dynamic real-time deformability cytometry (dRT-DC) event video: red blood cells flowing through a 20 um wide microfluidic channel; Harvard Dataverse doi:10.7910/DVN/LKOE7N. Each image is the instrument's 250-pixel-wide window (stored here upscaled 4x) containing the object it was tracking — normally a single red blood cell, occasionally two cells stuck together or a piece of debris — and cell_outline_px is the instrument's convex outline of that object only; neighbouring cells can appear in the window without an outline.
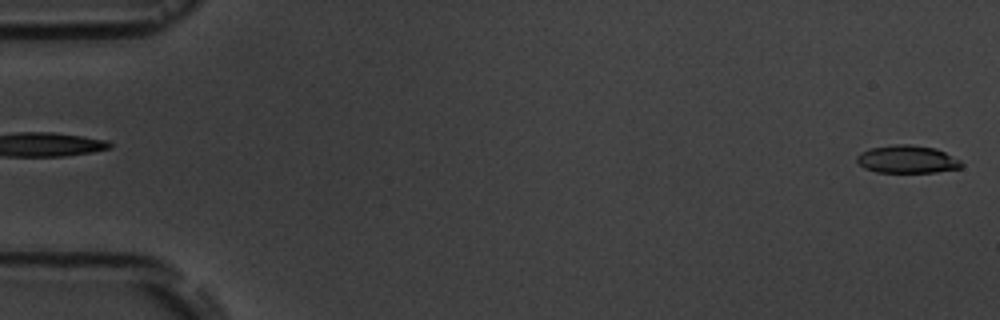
{"species": "common noctule bat (a hibernating species)", "species_latin": "Nyctalus noctula", "temperature_condition": "room temperature", "stored_images_in_passage": 2, "segment_of_instrument_passage": [2, 2], "camera_frame_rate_fps": 3000, "um_per_image_px": 0.085, "animal": {"sex": "male", "body_mass_g": 19.5, "forearm_length_mm": 54.6}, "frame": {"image": 1, "passage_image": 2, "time_ms": 1.333, "image_size_px": [1000, 320], "cell_outline_px": [[964, 164], [960, 168], [936, 172], [876, 172], [864, 168], [856, 160], [856, 156], [860, 152], [868, 148], [892, 144], [912, 144], [936, 148], [960, 160]], "centroid_in_image_um": [77.09, 13.53], "position_along_channel_um": 7.9, "area_um2": 17.11}}